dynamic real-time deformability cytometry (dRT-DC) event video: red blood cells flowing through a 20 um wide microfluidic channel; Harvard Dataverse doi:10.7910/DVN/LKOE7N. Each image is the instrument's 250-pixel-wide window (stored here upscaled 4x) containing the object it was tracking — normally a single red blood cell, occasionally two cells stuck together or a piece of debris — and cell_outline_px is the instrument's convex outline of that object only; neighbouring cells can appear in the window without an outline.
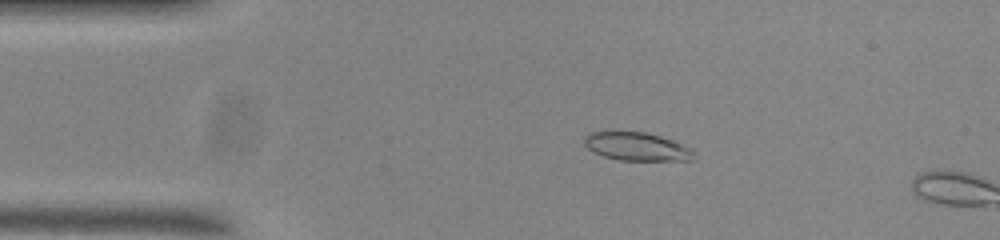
{"species": "common noctule bat (a hibernating species)", "species_latin": "Nyctalus noctula", "temperature_condition": "room temperature", "stored_images_in_passage": 5, "camera_frame_rate_fps": 3000, "um_per_image_px": 0.085, "animal": {"sex": "male", "body_mass_g": 20.0, "forearm_length_mm": 53.3}, "frame": {"image": 1, "passage_image": 3, "time_ms": 0.667, "image_size_px": [1000, 240], "cell_outline_px": [[696, 160], [620, 160], [604, 156], [592, 152], [584, 144], [584, 136], [588, 132], [604, 128], [612, 128], [644, 132], [660, 136], [684, 144], [692, 148], [696, 152]], "centroid_in_image_um": [54.07, 12.4], "position_along_channel_um": 30.9, "area_um2": 19.13}}